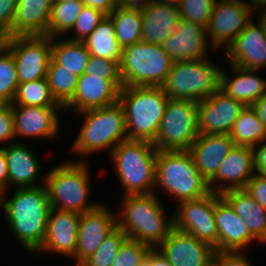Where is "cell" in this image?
<instances>
[{
    "mask_svg": "<svg viewBox=\"0 0 266 266\" xmlns=\"http://www.w3.org/2000/svg\"><path fill=\"white\" fill-rule=\"evenodd\" d=\"M16 5L17 0H0V41L11 35Z\"/></svg>",
    "mask_w": 266,
    "mask_h": 266,
    "instance_id": "cell-44",
    "label": "cell"
},
{
    "mask_svg": "<svg viewBox=\"0 0 266 266\" xmlns=\"http://www.w3.org/2000/svg\"><path fill=\"white\" fill-rule=\"evenodd\" d=\"M83 119L81 130L75 138L71 152L82 156L99 151H111L122 141L128 139L125 114L118 102L97 109L77 113Z\"/></svg>",
    "mask_w": 266,
    "mask_h": 266,
    "instance_id": "cell-6",
    "label": "cell"
},
{
    "mask_svg": "<svg viewBox=\"0 0 266 266\" xmlns=\"http://www.w3.org/2000/svg\"><path fill=\"white\" fill-rule=\"evenodd\" d=\"M108 16L114 23L116 38L122 49L141 41V9L119 5Z\"/></svg>",
    "mask_w": 266,
    "mask_h": 266,
    "instance_id": "cell-32",
    "label": "cell"
},
{
    "mask_svg": "<svg viewBox=\"0 0 266 266\" xmlns=\"http://www.w3.org/2000/svg\"><path fill=\"white\" fill-rule=\"evenodd\" d=\"M116 227V212H112L101 202L95 209L80 214L77 246L73 257L76 260L75 266L91 256Z\"/></svg>",
    "mask_w": 266,
    "mask_h": 266,
    "instance_id": "cell-16",
    "label": "cell"
},
{
    "mask_svg": "<svg viewBox=\"0 0 266 266\" xmlns=\"http://www.w3.org/2000/svg\"><path fill=\"white\" fill-rule=\"evenodd\" d=\"M84 73L102 76V79L110 80L119 90L124 87L120 72V61L90 55Z\"/></svg>",
    "mask_w": 266,
    "mask_h": 266,
    "instance_id": "cell-40",
    "label": "cell"
},
{
    "mask_svg": "<svg viewBox=\"0 0 266 266\" xmlns=\"http://www.w3.org/2000/svg\"><path fill=\"white\" fill-rule=\"evenodd\" d=\"M235 145L258 146L266 141L263 124L252 106H245L229 133Z\"/></svg>",
    "mask_w": 266,
    "mask_h": 266,
    "instance_id": "cell-33",
    "label": "cell"
},
{
    "mask_svg": "<svg viewBox=\"0 0 266 266\" xmlns=\"http://www.w3.org/2000/svg\"><path fill=\"white\" fill-rule=\"evenodd\" d=\"M157 150L147 141L125 140L110 153L125 196L151 194L155 189Z\"/></svg>",
    "mask_w": 266,
    "mask_h": 266,
    "instance_id": "cell-7",
    "label": "cell"
},
{
    "mask_svg": "<svg viewBox=\"0 0 266 266\" xmlns=\"http://www.w3.org/2000/svg\"><path fill=\"white\" fill-rule=\"evenodd\" d=\"M152 266H173V265L157 248H152Z\"/></svg>",
    "mask_w": 266,
    "mask_h": 266,
    "instance_id": "cell-52",
    "label": "cell"
},
{
    "mask_svg": "<svg viewBox=\"0 0 266 266\" xmlns=\"http://www.w3.org/2000/svg\"><path fill=\"white\" fill-rule=\"evenodd\" d=\"M251 106L261 120L266 133V93L257 99Z\"/></svg>",
    "mask_w": 266,
    "mask_h": 266,
    "instance_id": "cell-51",
    "label": "cell"
},
{
    "mask_svg": "<svg viewBox=\"0 0 266 266\" xmlns=\"http://www.w3.org/2000/svg\"><path fill=\"white\" fill-rule=\"evenodd\" d=\"M214 218L218 230V251H243L251 242H259L231 205L219 194H215Z\"/></svg>",
    "mask_w": 266,
    "mask_h": 266,
    "instance_id": "cell-22",
    "label": "cell"
},
{
    "mask_svg": "<svg viewBox=\"0 0 266 266\" xmlns=\"http://www.w3.org/2000/svg\"><path fill=\"white\" fill-rule=\"evenodd\" d=\"M255 173L266 175V141L253 147Z\"/></svg>",
    "mask_w": 266,
    "mask_h": 266,
    "instance_id": "cell-47",
    "label": "cell"
},
{
    "mask_svg": "<svg viewBox=\"0 0 266 266\" xmlns=\"http://www.w3.org/2000/svg\"><path fill=\"white\" fill-rule=\"evenodd\" d=\"M120 90L102 76L83 74L78 77L73 98L63 107L78 113L106 107L118 102Z\"/></svg>",
    "mask_w": 266,
    "mask_h": 266,
    "instance_id": "cell-23",
    "label": "cell"
},
{
    "mask_svg": "<svg viewBox=\"0 0 266 266\" xmlns=\"http://www.w3.org/2000/svg\"><path fill=\"white\" fill-rule=\"evenodd\" d=\"M12 105L61 106L51 95L47 77L18 85Z\"/></svg>",
    "mask_w": 266,
    "mask_h": 266,
    "instance_id": "cell-36",
    "label": "cell"
},
{
    "mask_svg": "<svg viewBox=\"0 0 266 266\" xmlns=\"http://www.w3.org/2000/svg\"><path fill=\"white\" fill-rule=\"evenodd\" d=\"M52 38L51 58L63 69L72 71L77 76L84 74L90 53L81 41Z\"/></svg>",
    "mask_w": 266,
    "mask_h": 266,
    "instance_id": "cell-31",
    "label": "cell"
},
{
    "mask_svg": "<svg viewBox=\"0 0 266 266\" xmlns=\"http://www.w3.org/2000/svg\"><path fill=\"white\" fill-rule=\"evenodd\" d=\"M106 14L102 11L83 5L80 14L71 31L74 30L75 37L68 38L71 41H84L105 18Z\"/></svg>",
    "mask_w": 266,
    "mask_h": 266,
    "instance_id": "cell-42",
    "label": "cell"
},
{
    "mask_svg": "<svg viewBox=\"0 0 266 266\" xmlns=\"http://www.w3.org/2000/svg\"><path fill=\"white\" fill-rule=\"evenodd\" d=\"M23 143L14 141L3 146L8 166V189L13 185L17 188L44 185L38 181L41 176V161L33 148Z\"/></svg>",
    "mask_w": 266,
    "mask_h": 266,
    "instance_id": "cell-24",
    "label": "cell"
},
{
    "mask_svg": "<svg viewBox=\"0 0 266 266\" xmlns=\"http://www.w3.org/2000/svg\"><path fill=\"white\" fill-rule=\"evenodd\" d=\"M142 35L141 41L154 44L163 43L176 29L180 22L178 5L151 2L141 9Z\"/></svg>",
    "mask_w": 266,
    "mask_h": 266,
    "instance_id": "cell-26",
    "label": "cell"
},
{
    "mask_svg": "<svg viewBox=\"0 0 266 266\" xmlns=\"http://www.w3.org/2000/svg\"><path fill=\"white\" fill-rule=\"evenodd\" d=\"M122 201V210L116 212L117 226L128 238L156 248L174 228L173 215L165 216L164 204L155 192L123 194Z\"/></svg>",
    "mask_w": 266,
    "mask_h": 266,
    "instance_id": "cell-2",
    "label": "cell"
},
{
    "mask_svg": "<svg viewBox=\"0 0 266 266\" xmlns=\"http://www.w3.org/2000/svg\"><path fill=\"white\" fill-rule=\"evenodd\" d=\"M253 20L224 50L225 58L239 68L262 70L266 67L264 16H258L257 23Z\"/></svg>",
    "mask_w": 266,
    "mask_h": 266,
    "instance_id": "cell-14",
    "label": "cell"
},
{
    "mask_svg": "<svg viewBox=\"0 0 266 266\" xmlns=\"http://www.w3.org/2000/svg\"><path fill=\"white\" fill-rule=\"evenodd\" d=\"M234 145L229 134H199L188 151L196 168L209 183L217 175L220 165Z\"/></svg>",
    "mask_w": 266,
    "mask_h": 266,
    "instance_id": "cell-25",
    "label": "cell"
},
{
    "mask_svg": "<svg viewBox=\"0 0 266 266\" xmlns=\"http://www.w3.org/2000/svg\"><path fill=\"white\" fill-rule=\"evenodd\" d=\"M63 1L69 2V1H76V0H54V2H63Z\"/></svg>",
    "mask_w": 266,
    "mask_h": 266,
    "instance_id": "cell-58",
    "label": "cell"
},
{
    "mask_svg": "<svg viewBox=\"0 0 266 266\" xmlns=\"http://www.w3.org/2000/svg\"><path fill=\"white\" fill-rule=\"evenodd\" d=\"M254 174L253 147L234 145L220 165L217 175L209 182V188L219 195L229 190L245 189Z\"/></svg>",
    "mask_w": 266,
    "mask_h": 266,
    "instance_id": "cell-19",
    "label": "cell"
},
{
    "mask_svg": "<svg viewBox=\"0 0 266 266\" xmlns=\"http://www.w3.org/2000/svg\"><path fill=\"white\" fill-rule=\"evenodd\" d=\"M0 42L14 57L19 84L47 76L52 38L47 35L16 36Z\"/></svg>",
    "mask_w": 266,
    "mask_h": 266,
    "instance_id": "cell-11",
    "label": "cell"
},
{
    "mask_svg": "<svg viewBox=\"0 0 266 266\" xmlns=\"http://www.w3.org/2000/svg\"><path fill=\"white\" fill-rule=\"evenodd\" d=\"M248 226L250 233L266 243V210L245 189L229 190L221 195Z\"/></svg>",
    "mask_w": 266,
    "mask_h": 266,
    "instance_id": "cell-29",
    "label": "cell"
},
{
    "mask_svg": "<svg viewBox=\"0 0 266 266\" xmlns=\"http://www.w3.org/2000/svg\"><path fill=\"white\" fill-rule=\"evenodd\" d=\"M172 64L161 44L136 42L122 49L120 72L123 85L161 87Z\"/></svg>",
    "mask_w": 266,
    "mask_h": 266,
    "instance_id": "cell-8",
    "label": "cell"
},
{
    "mask_svg": "<svg viewBox=\"0 0 266 266\" xmlns=\"http://www.w3.org/2000/svg\"><path fill=\"white\" fill-rule=\"evenodd\" d=\"M3 192L4 190L0 187V207H2Z\"/></svg>",
    "mask_w": 266,
    "mask_h": 266,
    "instance_id": "cell-57",
    "label": "cell"
},
{
    "mask_svg": "<svg viewBox=\"0 0 266 266\" xmlns=\"http://www.w3.org/2000/svg\"><path fill=\"white\" fill-rule=\"evenodd\" d=\"M139 266H152V248Z\"/></svg>",
    "mask_w": 266,
    "mask_h": 266,
    "instance_id": "cell-55",
    "label": "cell"
},
{
    "mask_svg": "<svg viewBox=\"0 0 266 266\" xmlns=\"http://www.w3.org/2000/svg\"><path fill=\"white\" fill-rule=\"evenodd\" d=\"M156 186L172 195L177 203L200 199L211 193L209 183L196 168L188 150L157 151Z\"/></svg>",
    "mask_w": 266,
    "mask_h": 266,
    "instance_id": "cell-5",
    "label": "cell"
},
{
    "mask_svg": "<svg viewBox=\"0 0 266 266\" xmlns=\"http://www.w3.org/2000/svg\"><path fill=\"white\" fill-rule=\"evenodd\" d=\"M80 214L51 208L47 220L44 242L38 252L63 254L74 257Z\"/></svg>",
    "mask_w": 266,
    "mask_h": 266,
    "instance_id": "cell-21",
    "label": "cell"
},
{
    "mask_svg": "<svg viewBox=\"0 0 266 266\" xmlns=\"http://www.w3.org/2000/svg\"><path fill=\"white\" fill-rule=\"evenodd\" d=\"M199 135L198 102L169 98L157 136V151L189 150Z\"/></svg>",
    "mask_w": 266,
    "mask_h": 266,
    "instance_id": "cell-10",
    "label": "cell"
},
{
    "mask_svg": "<svg viewBox=\"0 0 266 266\" xmlns=\"http://www.w3.org/2000/svg\"><path fill=\"white\" fill-rule=\"evenodd\" d=\"M46 77L51 95L58 104L64 107L74 96L79 76L68 69H63L51 58Z\"/></svg>",
    "mask_w": 266,
    "mask_h": 266,
    "instance_id": "cell-34",
    "label": "cell"
},
{
    "mask_svg": "<svg viewBox=\"0 0 266 266\" xmlns=\"http://www.w3.org/2000/svg\"><path fill=\"white\" fill-rule=\"evenodd\" d=\"M253 18L240 0H216L207 27L211 49L216 52L223 45L224 51Z\"/></svg>",
    "mask_w": 266,
    "mask_h": 266,
    "instance_id": "cell-13",
    "label": "cell"
},
{
    "mask_svg": "<svg viewBox=\"0 0 266 266\" xmlns=\"http://www.w3.org/2000/svg\"><path fill=\"white\" fill-rule=\"evenodd\" d=\"M0 187L4 190L3 195L8 190V166L3 146L0 147Z\"/></svg>",
    "mask_w": 266,
    "mask_h": 266,
    "instance_id": "cell-49",
    "label": "cell"
},
{
    "mask_svg": "<svg viewBox=\"0 0 266 266\" xmlns=\"http://www.w3.org/2000/svg\"><path fill=\"white\" fill-rule=\"evenodd\" d=\"M62 106L13 105L15 138L56 139Z\"/></svg>",
    "mask_w": 266,
    "mask_h": 266,
    "instance_id": "cell-18",
    "label": "cell"
},
{
    "mask_svg": "<svg viewBox=\"0 0 266 266\" xmlns=\"http://www.w3.org/2000/svg\"><path fill=\"white\" fill-rule=\"evenodd\" d=\"M156 248L173 266H205L216 252L210 244L175 228Z\"/></svg>",
    "mask_w": 266,
    "mask_h": 266,
    "instance_id": "cell-20",
    "label": "cell"
},
{
    "mask_svg": "<svg viewBox=\"0 0 266 266\" xmlns=\"http://www.w3.org/2000/svg\"><path fill=\"white\" fill-rule=\"evenodd\" d=\"M205 266H223V252L216 251Z\"/></svg>",
    "mask_w": 266,
    "mask_h": 266,
    "instance_id": "cell-54",
    "label": "cell"
},
{
    "mask_svg": "<svg viewBox=\"0 0 266 266\" xmlns=\"http://www.w3.org/2000/svg\"><path fill=\"white\" fill-rule=\"evenodd\" d=\"M169 97L162 87L124 86L119 92L129 140L153 143Z\"/></svg>",
    "mask_w": 266,
    "mask_h": 266,
    "instance_id": "cell-4",
    "label": "cell"
},
{
    "mask_svg": "<svg viewBox=\"0 0 266 266\" xmlns=\"http://www.w3.org/2000/svg\"><path fill=\"white\" fill-rule=\"evenodd\" d=\"M161 3H170V4H175L178 5L181 0H155Z\"/></svg>",
    "mask_w": 266,
    "mask_h": 266,
    "instance_id": "cell-56",
    "label": "cell"
},
{
    "mask_svg": "<svg viewBox=\"0 0 266 266\" xmlns=\"http://www.w3.org/2000/svg\"><path fill=\"white\" fill-rule=\"evenodd\" d=\"M154 0H119L121 6L142 9Z\"/></svg>",
    "mask_w": 266,
    "mask_h": 266,
    "instance_id": "cell-53",
    "label": "cell"
},
{
    "mask_svg": "<svg viewBox=\"0 0 266 266\" xmlns=\"http://www.w3.org/2000/svg\"><path fill=\"white\" fill-rule=\"evenodd\" d=\"M5 196L1 208L11 232L23 249L37 252L44 242L51 209L45 185L16 188L9 199Z\"/></svg>",
    "mask_w": 266,
    "mask_h": 266,
    "instance_id": "cell-1",
    "label": "cell"
},
{
    "mask_svg": "<svg viewBox=\"0 0 266 266\" xmlns=\"http://www.w3.org/2000/svg\"><path fill=\"white\" fill-rule=\"evenodd\" d=\"M83 5L84 3L82 0L54 2L48 23V36L50 38H60L63 33H69L72 30Z\"/></svg>",
    "mask_w": 266,
    "mask_h": 266,
    "instance_id": "cell-35",
    "label": "cell"
},
{
    "mask_svg": "<svg viewBox=\"0 0 266 266\" xmlns=\"http://www.w3.org/2000/svg\"><path fill=\"white\" fill-rule=\"evenodd\" d=\"M264 28H265V33H266V15H264Z\"/></svg>",
    "mask_w": 266,
    "mask_h": 266,
    "instance_id": "cell-59",
    "label": "cell"
},
{
    "mask_svg": "<svg viewBox=\"0 0 266 266\" xmlns=\"http://www.w3.org/2000/svg\"><path fill=\"white\" fill-rule=\"evenodd\" d=\"M243 7L252 15L253 13H256V11H259V9H261L260 13H259V17L260 16H264L266 15V0H250V2H245V0H240ZM258 9V10H257ZM254 11V12H253Z\"/></svg>",
    "mask_w": 266,
    "mask_h": 266,
    "instance_id": "cell-50",
    "label": "cell"
},
{
    "mask_svg": "<svg viewBox=\"0 0 266 266\" xmlns=\"http://www.w3.org/2000/svg\"><path fill=\"white\" fill-rule=\"evenodd\" d=\"M175 62L161 86L169 98L200 102L220 88V65L211 59Z\"/></svg>",
    "mask_w": 266,
    "mask_h": 266,
    "instance_id": "cell-9",
    "label": "cell"
},
{
    "mask_svg": "<svg viewBox=\"0 0 266 266\" xmlns=\"http://www.w3.org/2000/svg\"><path fill=\"white\" fill-rule=\"evenodd\" d=\"M12 104H0V142L9 144L15 138ZM8 141V142H7Z\"/></svg>",
    "mask_w": 266,
    "mask_h": 266,
    "instance_id": "cell-43",
    "label": "cell"
},
{
    "mask_svg": "<svg viewBox=\"0 0 266 266\" xmlns=\"http://www.w3.org/2000/svg\"><path fill=\"white\" fill-rule=\"evenodd\" d=\"M208 42L206 27L181 19L175 31L161 43V47L173 63L195 61L210 57L207 54L211 47Z\"/></svg>",
    "mask_w": 266,
    "mask_h": 266,
    "instance_id": "cell-17",
    "label": "cell"
},
{
    "mask_svg": "<svg viewBox=\"0 0 266 266\" xmlns=\"http://www.w3.org/2000/svg\"><path fill=\"white\" fill-rule=\"evenodd\" d=\"M84 5L98 9L109 15L116 7L120 5L119 0H82Z\"/></svg>",
    "mask_w": 266,
    "mask_h": 266,
    "instance_id": "cell-48",
    "label": "cell"
},
{
    "mask_svg": "<svg viewBox=\"0 0 266 266\" xmlns=\"http://www.w3.org/2000/svg\"><path fill=\"white\" fill-rule=\"evenodd\" d=\"M228 65H231L229 70H231L232 76L230 77L225 69L220 73V89L228 96L242 102L245 106H251L266 93V80L256 75L258 70L239 68L233 64Z\"/></svg>",
    "mask_w": 266,
    "mask_h": 266,
    "instance_id": "cell-28",
    "label": "cell"
},
{
    "mask_svg": "<svg viewBox=\"0 0 266 266\" xmlns=\"http://www.w3.org/2000/svg\"><path fill=\"white\" fill-rule=\"evenodd\" d=\"M18 85L14 57L0 42V104L13 102Z\"/></svg>",
    "mask_w": 266,
    "mask_h": 266,
    "instance_id": "cell-37",
    "label": "cell"
},
{
    "mask_svg": "<svg viewBox=\"0 0 266 266\" xmlns=\"http://www.w3.org/2000/svg\"><path fill=\"white\" fill-rule=\"evenodd\" d=\"M177 206L176 213L173 214L174 228L193 235L218 251V230L214 218L215 193L180 202Z\"/></svg>",
    "mask_w": 266,
    "mask_h": 266,
    "instance_id": "cell-12",
    "label": "cell"
},
{
    "mask_svg": "<svg viewBox=\"0 0 266 266\" xmlns=\"http://www.w3.org/2000/svg\"><path fill=\"white\" fill-rule=\"evenodd\" d=\"M244 251L223 252V266H253Z\"/></svg>",
    "mask_w": 266,
    "mask_h": 266,
    "instance_id": "cell-46",
    "label": "cell"
},
{
    "mask_svg": "<svg viewBox=\"0 0 266 266\" xmlns=\"http://www.w3.org/2000/svg\"><path fill=\"white\" fill-rule=\"evenodd\" d=\"M88 164L82 158L64 161L45 173L41 183L46 187L51 208L82 214L99 205L98 201H88L92 186Z\"/></svg>",
    "mask_w": 266,
    "mask_h": 266,
    "instance_id": "cell-3",
    "label": "cell"
},
{
    "mask_svg": "<svg viewBox=\"0 0 266 266\" xmlns=\"http://www.w3.org/2000/svg\"><path fill=\"white\" fill-rule=\"evenodd\" d=\"M245 191L266 210V175L255 173Z\"/></svg>",
    "mask_w": 266,
    "mask_h": 266,
    "instance_id": "cell-45",
    "label": "cell"
},
{
    "mask_svg": "<svg viewBox=\"0 0 266 266\" xmlns=\"http://www.w3.org/2000/svg\"><path fill=\"white\" fill-rule=\"evenodd\" d=\"M151 247L137 240L127 238L112 262L111 266H139Z\"/></svg>",
    "mask_w": 266,
    "mask_h": 266,
    "instance_id": "cell-41",
    "label": "cell"
},
{
    "mask_svg": "<svg viewBox=\"0 0 266 266\" xmlns=\"http://www.w3.org/2000/svg\"><path fill=\"white\" fill-rule=\"evenodd\" d=\"M245 105L220 88L198 102V131L202 135L229 134Z\"/></svg>",
    "mask_w": 266,
    "mask_h": 266,
    "instance_id": "cell-15",
    "label": "cell"
},
{
    "mask_svg": "<svg viewBox=\"0 0 266 266\" xmlns=\"http://www.w3.org/2000/svg\"><path fill=\"white\" fill-rule=\"evenodd\" d=\"M82 42L92 56L112 61H121L122 48L116 38L114 23L108 15Z\"/></svg>",
    "mask_w": 266,
    "mask_h": 266,
    "instance_id": "cell-30",
    "label": "cell"
},
{
    "mask_svg": "<svg viewBox=\"0 0 266 266\" xmlns=\"http://www.w3.org/2000/svg\"><path fill=\"white\" fill-rule=\"evenodd\" d=\"M127 235L117 226L79 266H111Z\"/></svg>",
    "mask_w": 266,
    "mask_h": 266,
    "instance_id": "cell-38",
    "label": "cell"
},
{
    "mask_svg": "<svg viewBox=\"0 0 266 266\" xmlns=\"http://www.w3.org/2000/svg\"><path fill=\"white\" fill-rule=\"evenodd\" d=\"M54 0H17L12 32L16 36H48V23Z\"/></svg>",
    "mask_w": 266,
    "mask_h": 266,
    "instance_id": "cell-27",
    "label": "cell"
},
{
    "mask_svg": "<svg viewBox=\"0 0 266 266\" xmlns=\"http://www.w3.org/2000/svg\"><path fill=\"white\" fill-rule=\"evenodd\" d=\"M216 0H181L178 4L183 20L208 27Z\"/></svg>",
    "mask_w": 266,
    "mask_h": 266,
    "instance_id": "cell-39",
    "label": "cell"
}]
</instances>
